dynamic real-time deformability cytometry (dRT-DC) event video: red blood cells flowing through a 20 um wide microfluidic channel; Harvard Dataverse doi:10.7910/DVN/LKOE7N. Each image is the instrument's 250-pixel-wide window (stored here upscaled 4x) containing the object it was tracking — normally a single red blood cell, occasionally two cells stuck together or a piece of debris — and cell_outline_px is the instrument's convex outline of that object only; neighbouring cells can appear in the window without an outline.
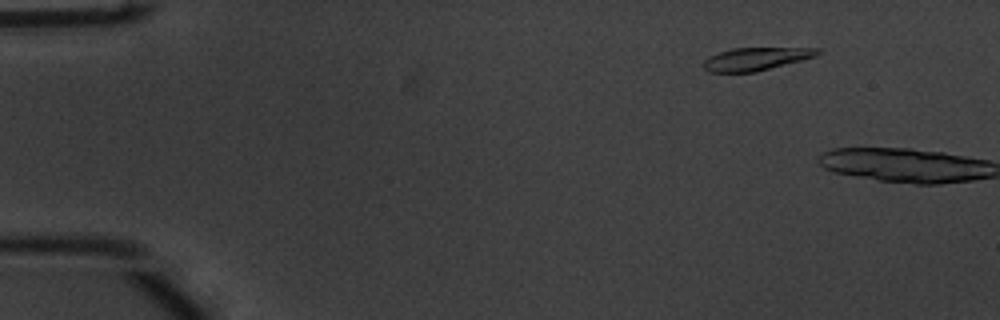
{"species": "common noctule bat (a hibernating species)", "species_latin": "Nyctalus noctula", "temperature_condition": "warm", "stored_images_in_passage": 2, "camera_frame_rate_fps": 3000, "um_per_image_px": 0.085, "animal": {"sex": "male", "body_mass_g": 20.1, "forearm_length_mm": 53.5}, "frame": {"image": 1, "passage_image": 1, "time_ms": 0.0, "image_size_px": [1000, 320], "cell_outline_px": [[820, 52], [816, 56], [756, 72], [708, 72], [704, 68], [704, 60], [720, 52], [732, 48], [820, 48]], "centroid_in_image_um": [64.26, 5.01], "position_along_channel_um": 20.7, "area_um2": 14.97}}